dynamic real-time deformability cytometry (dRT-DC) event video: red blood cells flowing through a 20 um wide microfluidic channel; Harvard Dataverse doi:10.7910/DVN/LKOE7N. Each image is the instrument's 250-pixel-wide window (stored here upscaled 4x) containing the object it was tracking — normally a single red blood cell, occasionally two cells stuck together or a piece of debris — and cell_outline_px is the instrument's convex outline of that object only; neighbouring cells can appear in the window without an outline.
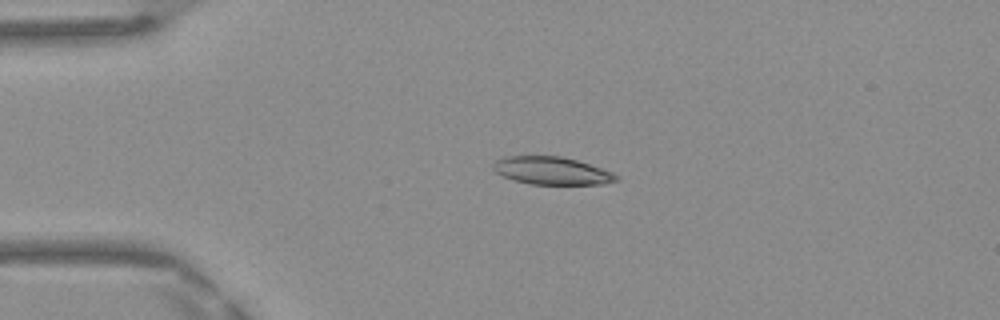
{"species": "Egyptian fruit bat (a non-hibernating species)", "species_latin": "Rousettus aegyptiacus", "temperature_condition": "warm", "stored_images_in_passage": 38, "camera_frame_rate_fps": 3000, "um_per_image_px": 0.085, "frame": {"image": 1, "passage_image": 1, "time_ms": 0.0, "image_size_px": [1000, 320], "cell_outline_px": [[620, 180], [604, 184], [532, 184], [516, 180], [504, 176], [496, 172], [492, 168], [492, 164], [496, 160], [508, 156], [560, 156], [576, 160], [612, 172], [620, 176]], "centroid_in_image_um": [46.93, 14.51], "position_along_channel_um": 38.1, "area_um2": 19.71}}
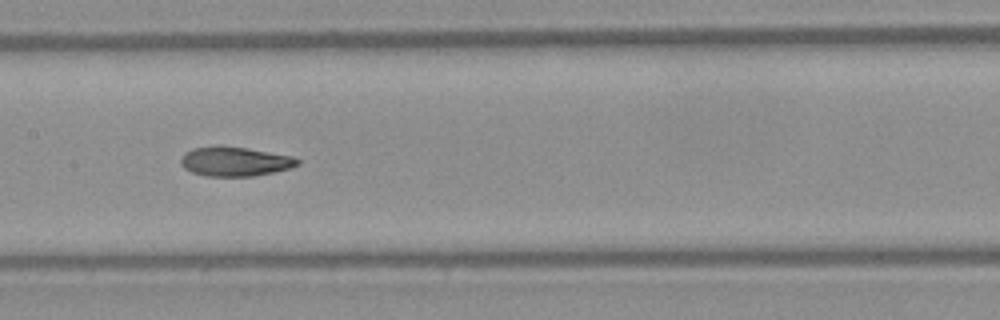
{"frame": {"image": 2, "passage_image": 14, "time_ms": 4.333, "image_size_px": [1000, 320], "cell_outline_px": [[300, 164], [292, 168], [252, 176], [208, 176], [192, 172], [184, 168], [180, 164], [180, 156], [184, 152], [192, 148], [220, 144], [248, 148], [292, 156], [300, 160]], "centroid_in_image_um": [19.93, 13.7], "position_along_channel_um": 187.5, "area_um2": 20.35}}
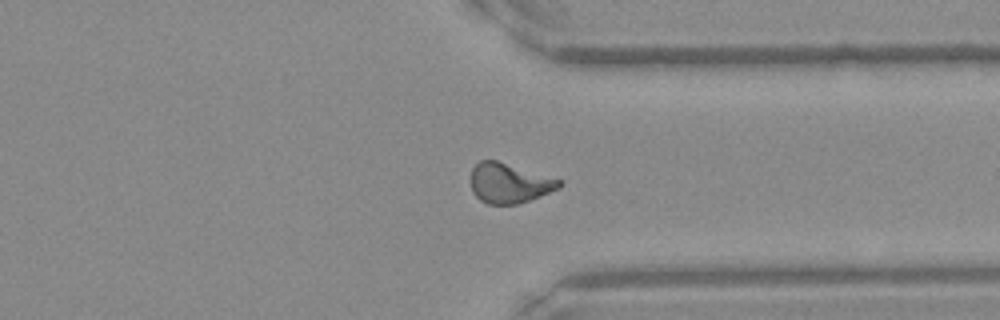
{"frame": {"image": 3, "passage_image": 27, "time_ms": 8.667, "image_size_px": [1000, 320], "cell_outline_px": [[564, 184], [560, 188], [540, 196], [516, 204], [488, 204], [480, 200], [472, 192], [472, 168], [480, 160], [496, 160], [564, 180]], "centroid_in_image_um": [43.32, 15.56], "position_along_channel_um": 368.1, "area_um2": 20.58}, "authors_computed_cell_mechanics": {"area_um2": 20.3456, "velocity_mm_per_s": 4.1891, "shape_relaxation_time_tau1_ms": 7.1007, "shape_relaxation_time_tau2_ms": 1.9515, "deformation_change_tau1": 0.2412, "deformation_change_tau2": 0.0885}}